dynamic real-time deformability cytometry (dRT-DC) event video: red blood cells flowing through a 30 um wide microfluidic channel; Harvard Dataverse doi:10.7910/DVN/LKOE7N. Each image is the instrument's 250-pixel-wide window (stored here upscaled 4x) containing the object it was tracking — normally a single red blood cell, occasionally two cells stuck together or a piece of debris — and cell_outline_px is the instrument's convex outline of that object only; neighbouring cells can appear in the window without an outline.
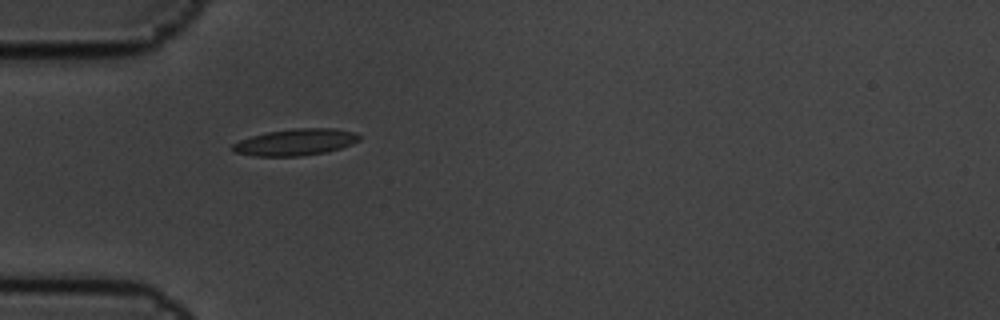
{"species": "common noctule bat (a hibernating species)", "species_latin": "Nyctalus noctula", "temperature_condition": "cold", "stored_images_in_passage": 3, "camera_frame_rate_fps": 3000, "um_per_image_px": 0.085, "animal": {"sex": "male", "body_mass_g": 19.5, "forearm_length_mm": 54.6}, "frame": {"image": 1, "passage_image": 2, "time_ms": 0.333, "image_size_px": [1000, 320], "cell_outline_px": [[360, 140], [352, 144], [328, 152], [300, 156], [256, 156], [236, 152], [232, 148], [232, 144], [240, 140], [252, 136], [268, 132], [292, 128], [336, 128], [356, 132], [360, 136]], "centroid_in_image_um": [25.17, 12.07], "position_along_channel_um": 59.8, "area_um2": 19.65}}